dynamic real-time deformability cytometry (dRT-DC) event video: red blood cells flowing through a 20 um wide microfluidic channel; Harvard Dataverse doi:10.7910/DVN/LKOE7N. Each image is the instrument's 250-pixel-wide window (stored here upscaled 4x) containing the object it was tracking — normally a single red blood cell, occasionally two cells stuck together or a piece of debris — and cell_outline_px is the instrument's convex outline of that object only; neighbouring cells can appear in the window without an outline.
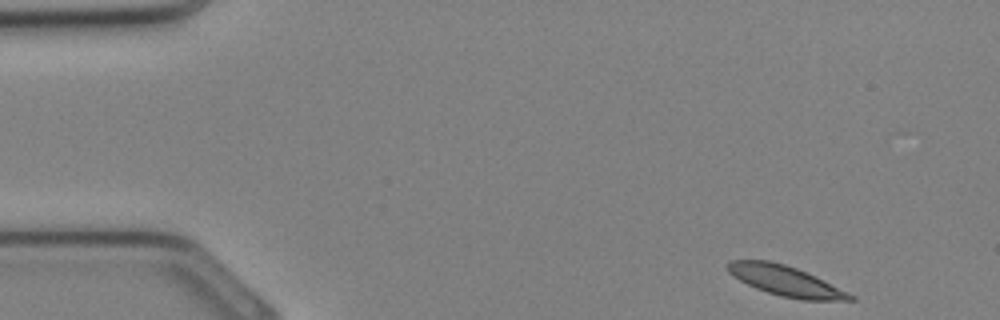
{"species": "Egyptian fruit bat (a non-hibernating species)", "species_latin": "Rousettus aegyptiacus", "temperature_condition": "cold", "stored_images_in_passage": 32, "camera_frame_rate_fps": 3000, "um_per_image_px": 0.085, "animal": {"sex": "female"}, "frame": {"image": 1, "passage_image": 1, "time_ms": 0.0, "image_size_px": [1000, 320], "cell_outline_px": [[856, 300], [804, 300], [780, 296], [756, 288], [740, 280], [728, 272], [728, 260], [768, 260], [784, 264], [796, 268], [816, 276], [856, 296]], "centroid_in_image_um": [66.8, 23.87], "position_along_channel_um": 18.2, "area_um2": 21.33}}
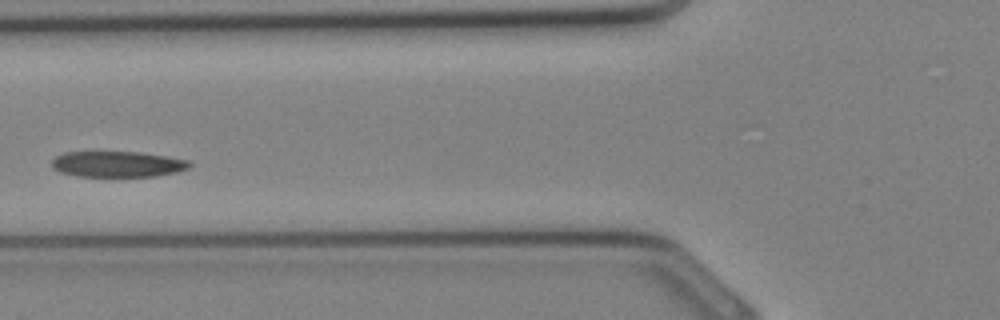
{"frame": {"image": 2, "passage_image": 11, "time_ms": 3.333, "image_size_px": [1000, 320], "cell_outline_px": [[192, 164], [188, 168], [176, 172], [156, 176], [76, 176], [60, 172], [52, 168], [52, 160], [56, 156], [64, 152], [140, 152], [188, 160]], "centroid_in_image_um": [9.96, 13.95], "position_along_channel_um": 115.8, "area_um2": 20.63}}
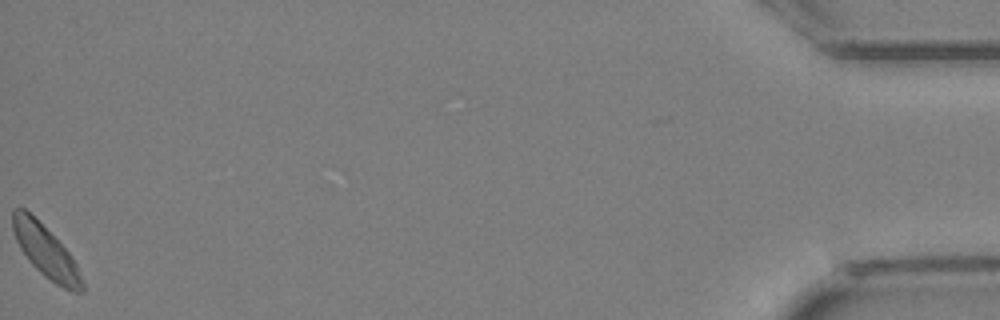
{"frame": {"image": 3, "passage_image": 32, "time_ms": 10.333, "image_size_px": [1000, 320], "cell_outline_px": [[84, 292], [72, 292], [56, 284], [44, 276], [28, 260], [20, 248], [16, 240], [12, 228], [12, 208], [24, 208], [72, 256], [76, 264], [84, 284]], "centroid_in_image_um": [3.88, 21.41], "position_along_channel_um": 431.3, "area_um2": 20.52}}